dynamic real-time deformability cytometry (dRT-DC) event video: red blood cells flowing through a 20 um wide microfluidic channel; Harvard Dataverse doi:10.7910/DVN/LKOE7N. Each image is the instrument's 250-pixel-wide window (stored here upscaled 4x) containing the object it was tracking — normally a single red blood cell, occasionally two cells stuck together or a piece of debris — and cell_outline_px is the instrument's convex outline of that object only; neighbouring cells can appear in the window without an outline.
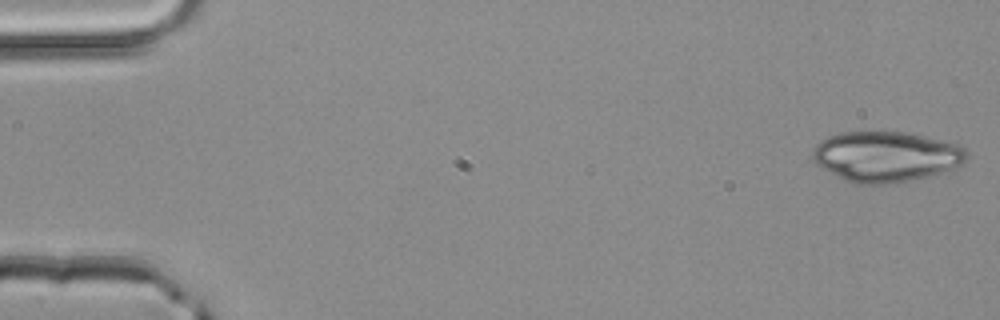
{"species": "common noctule bat (a hibernating species)", "species_latin": "Nyctalus noctula", "temperature_condition": "room temperature", "stored_images_in_passage": 49, "camera_frame_rate_fps": 3000, "um_per_image_px": 0.085, "animal": {"sex": "male", "body_mass_g": 20.4}, "frame": {"image": 1, "passage_image": 1, "time_ms": 0.0, "image_size_px": [1000, 320], "cell_outline_px": [[968, 156], [964, 164], [928, 176], [912, 180], [888, 184], [856, 184], [816, 164], [812, 160], [812, 148], [820, 140], [828, 136], [840, 132], [904, 132], [960, 144], [968, 152]], "centroid_in_image_um": [75.32, 13.3], "position_along_channel_um": 9.7, "area_um2": 45.14}}
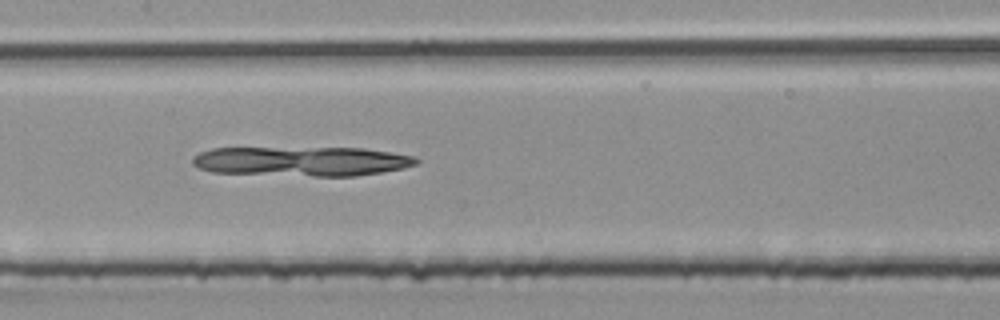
{"frame": {"image": 2, "passage_image": 24, "time_ms": 7.667, "image_size_px": [1000, 320], "cell_outline_px": [[420, 160], [416, 164], [404, 168], [356, 176], [312, 176], [212, 172], [200, 168], [192, 164], [192, 156], [200, 152], [212, 148], [364, 148], [392, 152], [416, 156]], "centroid_in_image_um": [25.67, 13.7], "position_along_channel_um": 181.7, "area_um2": 38.67}}
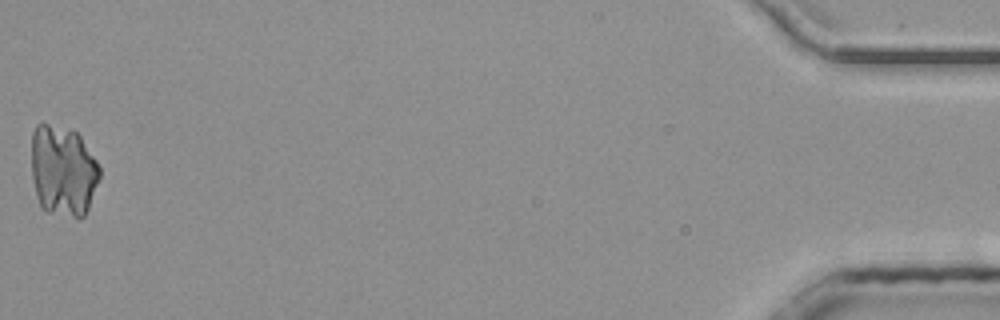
{"frame": {"image": 3, "passage_image": 49, "time_ms": 16.0, "image_size_px": [1000, 320], "cell_outline_px": [[100, 180], [88, 208], [84, 216], [72, 216], [44, 212], [40, 208], [36, 196], [32, 180], [32, 132], [36, 124], [48, 124], [76, 132], [80, 136], [96, 160], [100, 168]], "centroid_in_image_um": [5.34, 14.54], "position_along_channel_um": 429.9, "area_um2": 36.24}}